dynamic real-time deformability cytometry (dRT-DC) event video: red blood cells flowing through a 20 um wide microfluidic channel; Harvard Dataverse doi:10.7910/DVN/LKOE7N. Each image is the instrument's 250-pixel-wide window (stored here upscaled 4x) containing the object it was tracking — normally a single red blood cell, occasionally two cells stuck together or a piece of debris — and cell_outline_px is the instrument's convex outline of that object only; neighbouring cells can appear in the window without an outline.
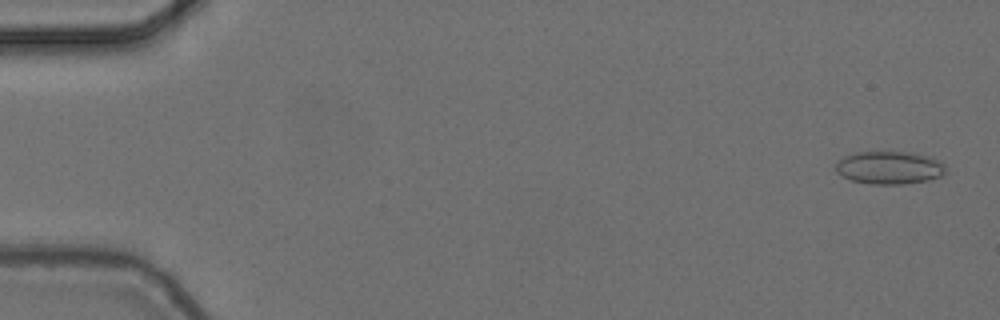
{"species": "common noctule bat (a hibernating species)", "species_latin": "Nyctalus noctula", "temperature_condition": "cold", "stored_images_in_passage": 4, "camera_frame_rate_fps": 3000, "um_per_image_px": 0.085, "animal": {"sex": "female", "body_mass_g": 24.6, "forearm_length_mm": 56.2}, "frame": {"image": 1, "passage_image": 1, "time_ms": 0.0, "image_size_px": [1000, 320], "cell_outline_px": [[944, 176], [928, 180], [904, 184], [872, 184], [852, 180], [836, 172], [836, 164], [844, 156], [856, 152], [912, 152], [932, 156], [940, 160], [944, 164]], "centroid_in_image_um": [75.65, 14.24], "position_along_channel_um": 9.4, "area_um2": 21.15}}